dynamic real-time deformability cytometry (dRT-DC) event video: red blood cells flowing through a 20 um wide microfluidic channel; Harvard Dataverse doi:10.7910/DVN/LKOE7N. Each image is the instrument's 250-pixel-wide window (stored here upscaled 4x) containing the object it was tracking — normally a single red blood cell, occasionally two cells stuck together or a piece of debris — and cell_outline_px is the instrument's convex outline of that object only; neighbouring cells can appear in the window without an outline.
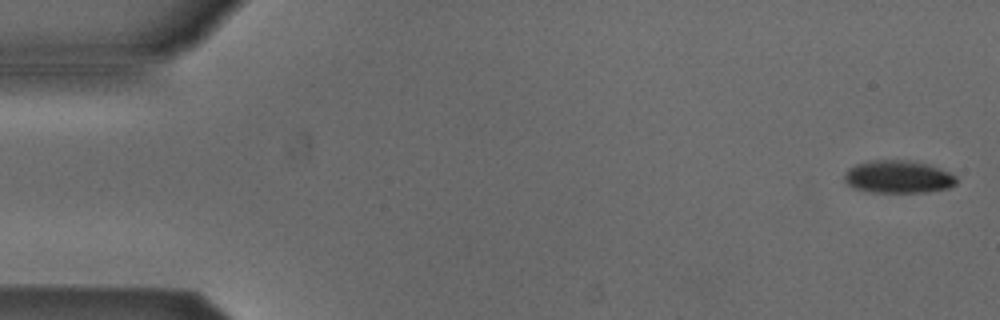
{"species": "Egyptian fruit bat (a non-hibernating species)", "species_latin": "Rousettus aegyptiacus", "temperature_condition": "cold", "stored_images_in_passage": 6, "camera_frame_rate_fps": 3000, "um_per_image_px": 0.085, "animal": {"sex": "male"}, "frame": {"image": 1, "passage_image": 1, "time_ms": 0.0, "image_size_px": [1000, 320], "cell_outline_px": [[956, 184], [948, 188], [928, 192], [872, 192], [852, 188], [844, 180], [844, 172], [848, 168], [856, 164], [868, 160], [908, 160], [928, 164], [948, 172], [956, 176]], "centroid_in_image_um": [76.31, 15.03], "position_along_channel_um": 8.7, "area_um2": 21.44}}